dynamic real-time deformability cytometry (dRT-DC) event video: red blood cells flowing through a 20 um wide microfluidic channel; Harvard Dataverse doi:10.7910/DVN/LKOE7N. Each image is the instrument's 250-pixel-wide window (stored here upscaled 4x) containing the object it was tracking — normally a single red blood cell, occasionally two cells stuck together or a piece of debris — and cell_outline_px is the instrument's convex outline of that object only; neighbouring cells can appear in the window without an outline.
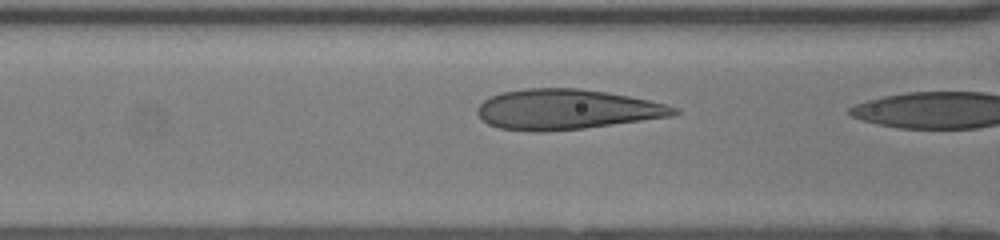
{"species": "human", "species_latin": "Homo sapiens", "temperature_condition": "room temperature", "stored_images_in_passage": 14, "camera_frame_rate_fps": 3000, "um_per_image_px": 0.085, "donor": {"sex": "female"}, "frame": {"image": 1, "passage_image": 13, "time_ms": 4.0, "image_size_px": [1000, 240], "cell_outline_px": [[680, 112], [676, 116], [584, 128], [544, 132], [532, 132], [500, 128], [488, 124], [476, 112], [476, 108], [484, 100], [500, 92], [524, 88], [580, 88], [608, 92], [668, 104], [676, 108]], "centroid_in_image_um": [48.17, 9.3], "position_along_channel_um": 118.4, "area_um2": 46.3}}